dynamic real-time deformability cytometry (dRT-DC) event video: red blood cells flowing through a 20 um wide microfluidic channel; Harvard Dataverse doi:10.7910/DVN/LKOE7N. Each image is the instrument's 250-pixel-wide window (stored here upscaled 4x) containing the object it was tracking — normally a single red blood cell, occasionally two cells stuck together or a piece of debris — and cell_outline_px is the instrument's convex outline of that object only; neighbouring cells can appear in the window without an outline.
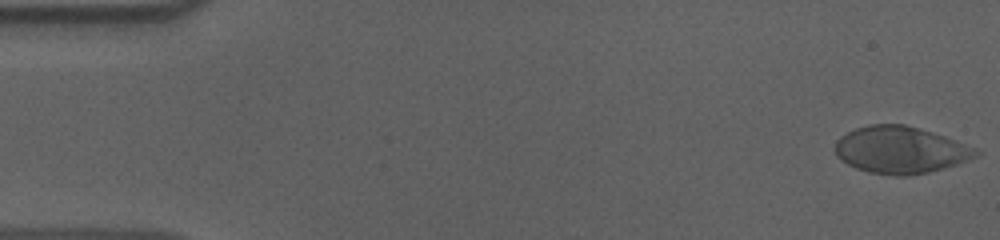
{"species": "human", "species_latin": "Homo sapiens", "temperature_condition": "cold", "stored_images_in_passage": 56, "camera_frame_rate_fps": 3000, "um_per_image_px": 0.085, "donor": {"sex": "male"}, "frame": {"image": 1, "passage_image": 1, "time_ms": 0.0, "image_size_px": [1000, 240], "cell_outline_px": [[980, 152], [976, 156], [956, 164], [944, 168], [928, 172], [908, 176], [896, 176], [868, 172], [856, 168], [848, 164], [836, 156], [836, 140], [840, 136], [856, 128], [868, 124], [904, 124], [932, 132], [956, 140], [976, 148]], "centroid_in_image_um": [76.52, 12.74], "position_along_channel_um": 8.5, "area_um2": 38.38}}
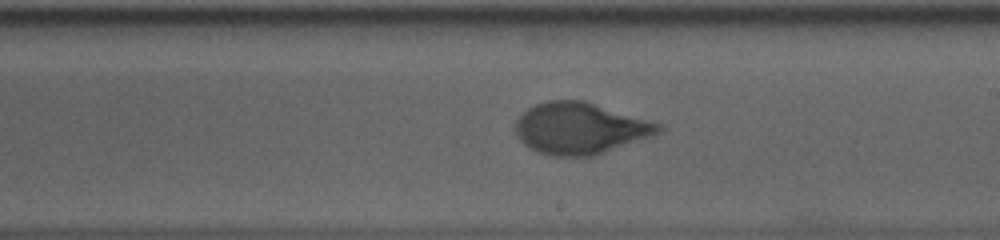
{"frame": {"image": 2, "passage_image": 32, "time_ms": 10.333, "image_size_px": [1000, 240], "cell_outline_px": [[664, 128], [660, 132], [596, 156], [552, 156], [540, 152], [524, 144], [516, 136], [516, 120], [528, 108], [536, 104], [548, 100], [584, 100], [664, 124]], "centroid_in_image_um": [49.33, 10.9], "position_along_channel_um": 239.7, "area_um2": 42.89}}
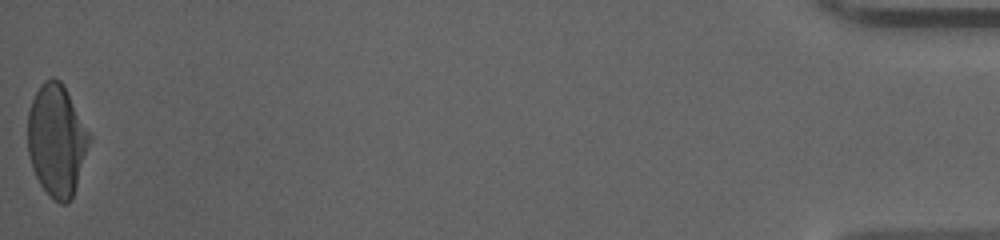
{"frame": {"image": 3, "passage_image": 56, "time_ms": 18.333, "image_size_px": [1000, 240], "cell_outline_px": [[92, 136], [72, 200], [68, 204], [60, 204], [40, 184], [36, 176], [28, 152], [28, 112], [32, 100], [40, 84], [44, 80], [52, 76], [60, 80], [64, 84]], "centroid_in_image_um": [4.84, 11.88], "position_along_channel_um": 430.4, "area_um2": 40.23}, "authors_computed_cell_mechanics": {"area_um2": 40.5756, "velocity_mm_per_s": 3.6133, "shape_relaxation_time_tau1_ms": 4.3052, "shape_relaxation_time_tau2_ms": null, "deformation_change_tau1": 0.1833, "deformation_change_tau2": null}}